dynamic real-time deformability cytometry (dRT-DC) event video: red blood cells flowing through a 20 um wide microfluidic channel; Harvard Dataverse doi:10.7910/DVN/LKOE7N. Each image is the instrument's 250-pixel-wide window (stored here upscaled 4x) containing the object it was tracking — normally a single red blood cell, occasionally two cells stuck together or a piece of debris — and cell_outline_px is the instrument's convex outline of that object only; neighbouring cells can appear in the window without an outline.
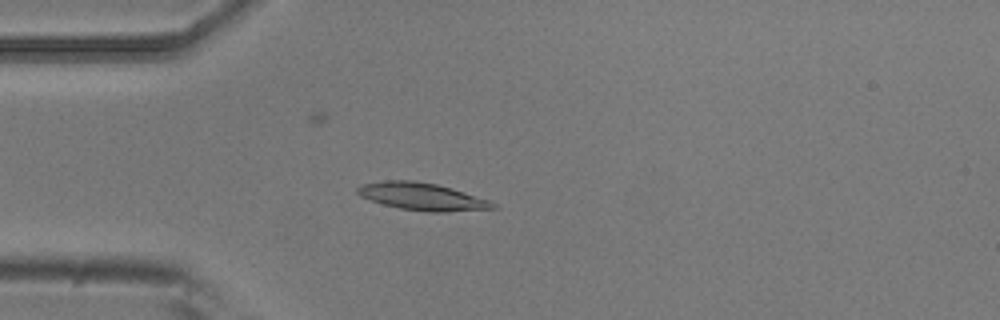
{"species": "common noctule bat (a hibernating species)", "species_latin": "Nyctalus noctula", "temperature_condition": "room temperature", "stored_images_in_passage": 5, "camera_frame_rate_fps": 3000, "um_per_image_px": 0.085, "animal": {"sex": "male", "body_mass_g": 20.5, "forearm_length_mm": 52.5}, "frame": {"image": 1, "passage_image": 4, "time_ms": 1.0, "image_size_px": [1000, 320], "cell_outline_px": [[496, 208], [444, 212], [428, 212], [400, 208], [368, 200], [360, 196], [356, 192], [356, 188], [360, 184], [384, 180], [412, 180], [436, 184], [452, 188], [488, 200], [496, 204]], "centroid_in_image_um": [35.82, 16.7], "position_along_channel_um": 49.2, "area_um2": 21.56}}